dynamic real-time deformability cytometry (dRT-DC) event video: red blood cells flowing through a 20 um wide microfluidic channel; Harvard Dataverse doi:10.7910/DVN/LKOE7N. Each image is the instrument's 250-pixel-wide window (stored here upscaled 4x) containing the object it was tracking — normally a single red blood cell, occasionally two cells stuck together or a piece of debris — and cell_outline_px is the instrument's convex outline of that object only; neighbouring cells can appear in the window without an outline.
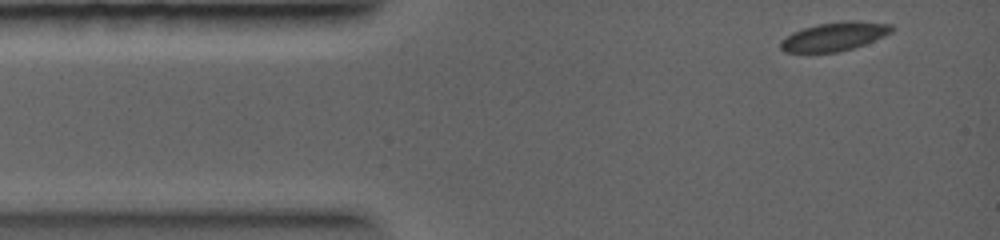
{"species": "common noctule bat (a hibernating species)", "species_latin": "Nyctalus noctula", "temperature_condition": "warm", "stored_images_in_passage": 27, "camera_frame_rate_fps": 5000, "um_per_image_px": 0.085, "animal": {"sex": "female", "body_mass_g": 19.0, "forearm_length_mm": 56.7}, "frame": {"image": 1, "passage_image": 1, "time_ms": 0.0, "image_size_px": [1000, 240], "cell_outline_px": [[892, 32], [884, 36], [864, 44], [852, 48], [836, 52], [784, 52], [780, 48], [780, 40], [792, 32], [804, 28], [820, 24], [848, 20], [852, 20], [892, 24]], "centroid_in_image_um": [70.9, 3.1], "position_along_channel_um": 14.1, "area_um2": 18.38}}
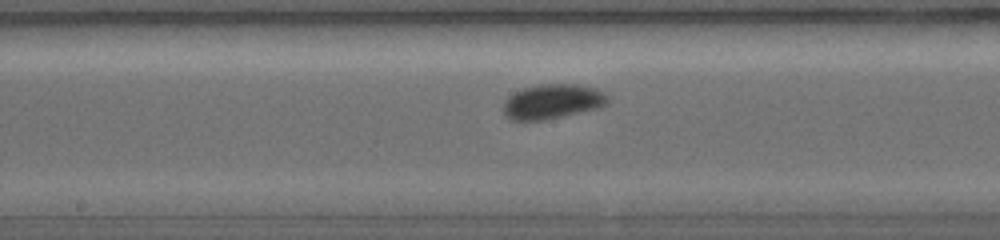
{"frame": {"image": 2, "passage_image": 13, "time_ms": 4.8, "image_size_px": [1000, 240], "cell_outline_px": [[608, 100], [600, 108], [544, 120], [512, 120], [504, 116], [504, 100], [508, 96], [524, 88], [540, 84], [576, 84], [596, 88], [604, 92], [608, 96]], "centroid_in_image_um": [46.96, 8.63], "position_along_channel_um": 201.2, "area_um2": 21.1}}
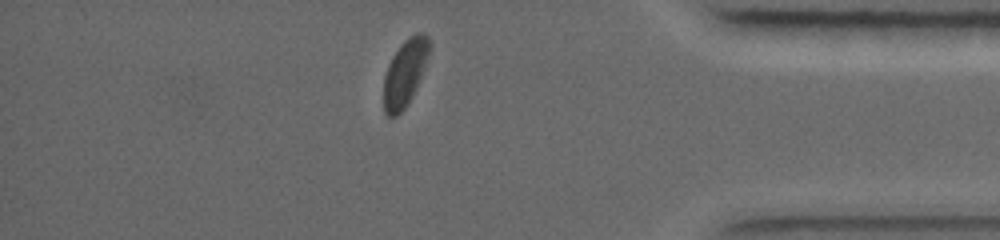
{"frame": {"image": 3, "passage_image": 25, "time_ms": 9.2, "image_size_px": [1000, 240], "cell_outline_px": [[432, 44], [416, 88], [408, 104], [396, 116], [388, 116], [384, 112], [384, 76], [388, 64], [392, 56], [400, 44], [408, 36], [416, 32], [424, 32], [428, 36]], "centroid_in_image_um": [34.42, 6.13], "position_along_channel_um": 400.8, "area_um2": 17.8}}